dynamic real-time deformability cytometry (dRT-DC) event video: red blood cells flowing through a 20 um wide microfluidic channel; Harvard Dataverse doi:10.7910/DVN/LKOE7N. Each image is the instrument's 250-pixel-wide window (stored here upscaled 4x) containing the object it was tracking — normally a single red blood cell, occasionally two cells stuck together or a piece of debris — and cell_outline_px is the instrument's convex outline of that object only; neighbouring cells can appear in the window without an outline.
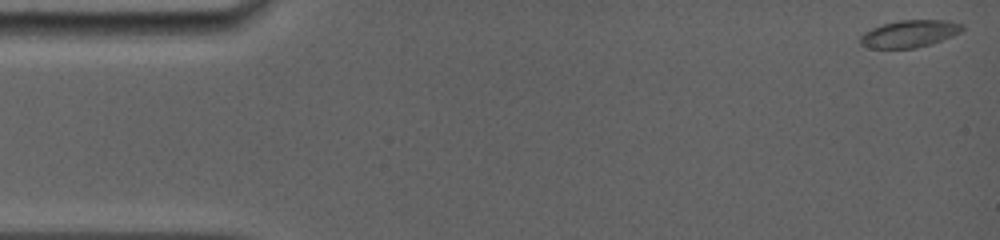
{"species": "common noctule bat (a hibernating species)", "species_latin": "Nyctalus noctula", "temperature_condition": "room temperature", "stored_images_in_passage": 6, "camera_frame_rate_fps": 5000, "um_per_image_px": 0.085, "animal": {"sex": "female", "body_mass_g": 19.0, "forearm_length_mm": 56.7}, "frame": {"image": 1, "passage_image": 1, "time_ms": 0.0, "image_size_px": [1000, 240], "cell_outline_px": [[964, 28], [960, 32], [952, 36], [932, 44], [916, 48], [872, 48], [860, 44], [860, 36], [864, 32], [872, 28], [884, 24], [900, 20], [944, 20], [964, 24]], "centroid_in_image_um": [77.32, 2.87], "position_along_channel_um": 7.7, "area_um2": 16.13}}